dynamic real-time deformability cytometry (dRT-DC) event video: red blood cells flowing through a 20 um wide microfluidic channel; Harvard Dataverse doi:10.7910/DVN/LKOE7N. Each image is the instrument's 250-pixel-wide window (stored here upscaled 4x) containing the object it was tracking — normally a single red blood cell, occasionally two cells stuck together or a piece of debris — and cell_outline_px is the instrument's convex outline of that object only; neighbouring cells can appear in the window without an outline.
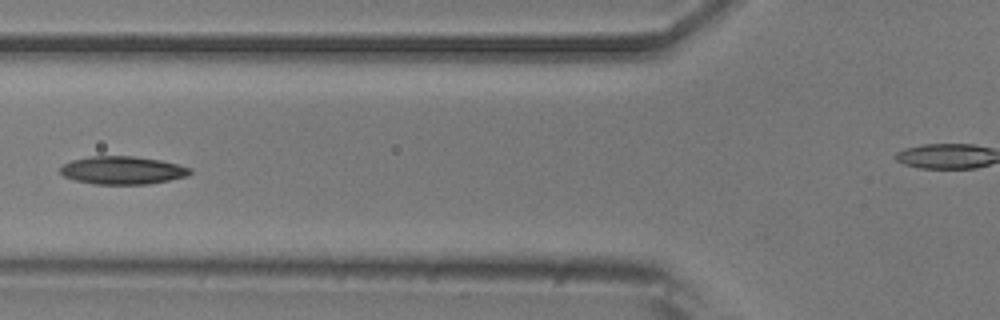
{"species": "common noctule bat (a hibernating species)", "species_latin": "Nyctalus noctula", "temperature_condition": "room temperature", "stored_images_in_passage": 5, "camera_frame_rate_fps": 3000, "um_per_image_px": 0.085, "animal": {"sex": "male", "body_mass_g": 20.5, "forearm_length_mm": 52.5}, "frame": {"image": 1, "passage_image": 5, "time_ms": 5.667, "image_size_px": [1000, 320], "cell_outline_px": [[192, 172], [188, 176], [148, 184], [96, 184], [76, 180], [64, 176], [60, 172], [60, 168], [64, 164], [72, 160], [92, 156], [132, 156], [160, 160], [180, 164], [192, 168]], "centroid_in_image_um": [10.46, 14.47], "position_along_channel_um": 115.3, "area_um2": 21.1}}